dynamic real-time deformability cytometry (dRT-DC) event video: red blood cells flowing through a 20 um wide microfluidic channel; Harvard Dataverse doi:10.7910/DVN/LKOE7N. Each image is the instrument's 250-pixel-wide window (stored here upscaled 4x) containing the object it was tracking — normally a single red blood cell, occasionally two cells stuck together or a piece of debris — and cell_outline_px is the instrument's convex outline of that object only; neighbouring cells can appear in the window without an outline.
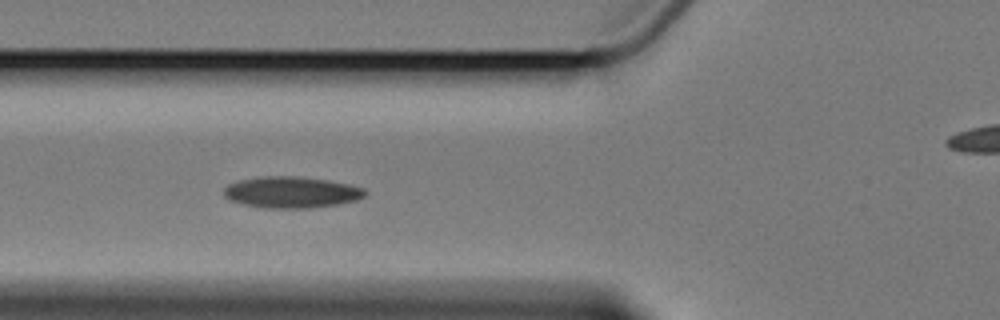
{"species": "Egyptian fruit bat (a non-hibernating species)", "species_latin": "Rousettus aegyptiacus", "temperature_condition": "cold", "stored_images_in_passage": 7, "camera_frame_rate_fps": 3000, "um_per_image_px": 0.085, "animal": {"sex": "female"}, "frame": {"image": 1, "passage_image": 6, "time_ms": 6.333, "image_size_px": [1000, 320], "cell_outline_px": [[368, 192], [364, 196], [356, 200], [336, 204], [308, 208], [264, 208], [244, 204], [232, 200], [224, 196], [224, 188], [228, 184], [240, 180], [264, 176], [296, 176], [328, 180], [348, 184], [364, 188]], "centroid_in_image_um": [24.78, 16.34], "position_along_channel_um": 101.0, "area_um2": 25.61}}
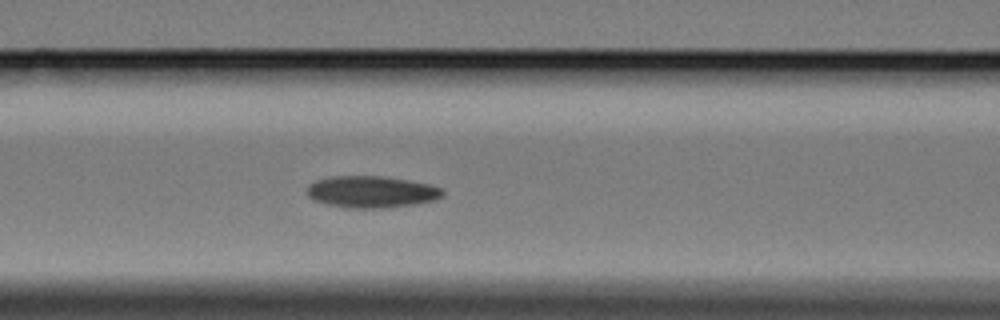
{"frame": {"image": 2, "passage_image": 7, "time_ms": 7.333, "image_size_px": [1000, 320], "cell_outline_px": [[444, 196], [436, 200], [412, 204], [380, 208], [348, 208], [328, 204], [312, 200], [304, 192], [308, 184], [316, 180], [332, 176], [384, 176], [432, 184], [444, 188]], "centroid_in_image_um": [31.57, 16.3], "position_along_channel_um": 135.0, "area_um2": 25.43}}